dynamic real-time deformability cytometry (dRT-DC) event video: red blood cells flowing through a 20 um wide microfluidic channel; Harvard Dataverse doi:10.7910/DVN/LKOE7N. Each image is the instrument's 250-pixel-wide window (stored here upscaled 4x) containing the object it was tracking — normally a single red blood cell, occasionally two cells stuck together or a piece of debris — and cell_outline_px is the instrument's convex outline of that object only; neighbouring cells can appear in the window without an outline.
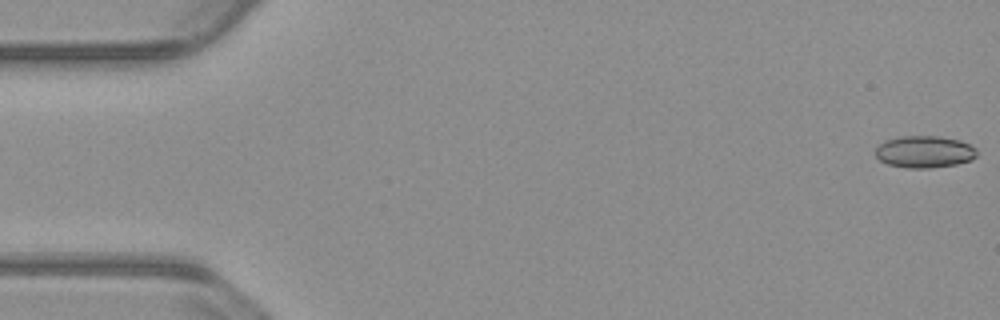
{"species": "common noctule bat (a hibernating species)", "species_latin": "Nyctalus noctula", "temperature_condition": "warm", "stored_images_in_passage": 54, "camera_frame_rate_fps": 3000, "um_per_image_px": 0.085, "animal": {"sex": "male", "body_mass_g": 23.1, "forearm_length_mm": 52.7}, "frame": {"image": 1, "passage_image": 1, "time_ms": 0.0, "image_size_px": [1000, 320], "cell_outline_px": [[976, 156], [972, 160], [956, 164], [928, 168], [908, 168], [888, 164], [880, 160], [876, 156], [876, 148], [884, 140], [900, 136], [940, 136], [960, 140], [976, 148]], "centroid_in_image_um": [78.58, 12.89], "position_along_channel_um": 6.4, "area_um2": 18.9}}
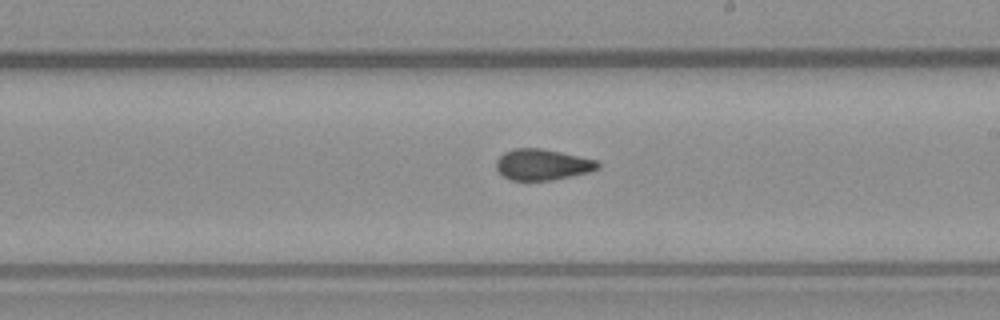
{"frame": {"image": 2, "passage_image": 31, "time_ms": 10.0, "image_size_px": [1000, 320], "cell_outline_px": [[600, 168], [588, 172], [552, 180], [512, 180], [504, 176], [496, 168], [496, 160], [504, 152], [516, 148], [540, 148], [560, 152], [596, 160], [600, 164]], "centroid_in_image_um": [46.1, 13.99], "position_along_channel_um": 242.9, "area_um2": 18.15}}
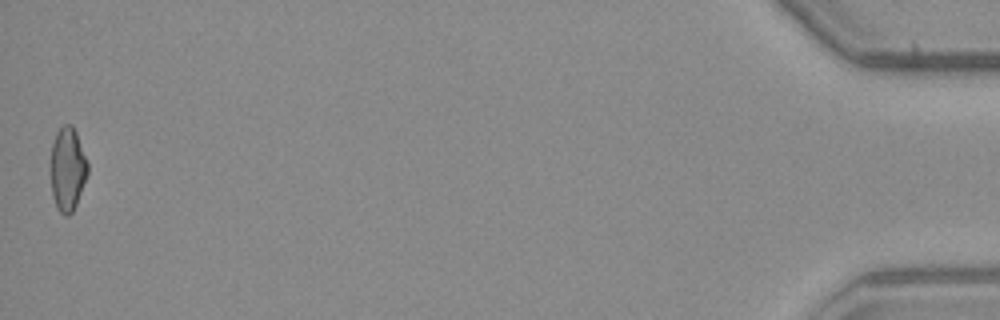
{"frame": {"image": 3, "passage_image": 54, "time_ms": 17.667, "image_size_px": [1000, 320], "cell_outline_px": [[88, 172], [76, 204], [72, 212], [68, 216], [64, 216], [56, 208], [52, 196], [48, 164], [52, 144], [56, 132], [64, 124], [72, 124], [76, 132], [88, 164]], "centroid_in_image_um": [5.69, 14.38], "position_along_channel_um": 429.5, "area_um2": 18.5}, "authors_computed_cell_mechanics": {"area_um2": 18.7272, "velocity_mm_per_s": 3.8207, "shape_relaxation_time_tau1_ms": null, "shape_relaxation_time_tau2_ms": 1.5454, "deformation_change_tau1": null, "deformation_change_tau2": 0.0695}}